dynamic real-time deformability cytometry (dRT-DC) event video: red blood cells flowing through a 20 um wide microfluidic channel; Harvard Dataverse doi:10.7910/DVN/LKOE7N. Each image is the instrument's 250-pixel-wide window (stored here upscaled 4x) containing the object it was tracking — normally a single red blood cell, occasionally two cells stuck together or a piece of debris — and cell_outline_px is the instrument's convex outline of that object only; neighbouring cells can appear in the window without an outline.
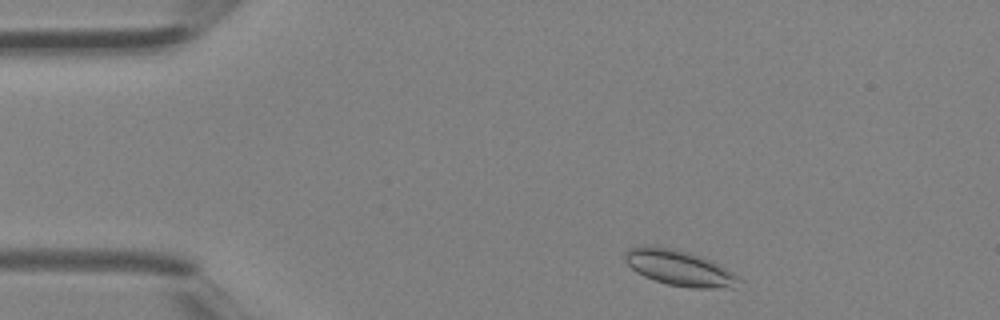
{"species": "Egyptian fruit bat (a non-hibernating species)", "species_latin": "Rousettus aegyptiacus", "temperature_condition": "room temperature", "stored_images_in_passage": 2, "camera_frame_rate_fps": 3000, "um_per_image_px": 0.085, "animal": {"sex": "female"}, "frame": {"image": 1, "passage_image": 1, "time_ms": 0.0, "image_size_px": [1000, 320], "cell_outline_px": [[744, 280], [732, 288], [688, 288], [668, 284], [644, 276], [636, 272], [624, 260], [624, 252], [628, 248], [644, 244], [652, 244], [672, 248], [688, 252], [712, 260], [740, 276]], "centroid_in_image_um": [57.75, 22.76], "position_along_channel_um": 27.2, "area_um2": 24.1}}